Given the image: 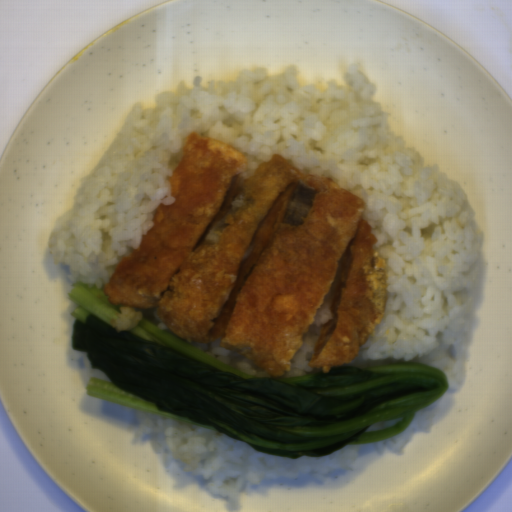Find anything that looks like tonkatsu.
I'll return each mask as SVG.
<instances>
[{
    "label": "tonkatsu",
    "mask_w": 512,
    "mask_h": 512,
    "mask_svg": "<svg viewBox=\"0 0 512 512\" xmlns=\"http://www.w3.org/2000/svg\"><path fill=\"white\" fill-rule=\"evenodd\" d=\"M248 158L191 131L166 177L172 204L116 264L101 292L134 329L157 308L170 332L211 343L282 377L334 290L308 365L350 364L385 316L386 258L367 203L329 175L301 171L273 152L245 175ZM336 281V282H335Z\"/></svg>",
    "instance_id": "obj_1"
}]
</instances>
